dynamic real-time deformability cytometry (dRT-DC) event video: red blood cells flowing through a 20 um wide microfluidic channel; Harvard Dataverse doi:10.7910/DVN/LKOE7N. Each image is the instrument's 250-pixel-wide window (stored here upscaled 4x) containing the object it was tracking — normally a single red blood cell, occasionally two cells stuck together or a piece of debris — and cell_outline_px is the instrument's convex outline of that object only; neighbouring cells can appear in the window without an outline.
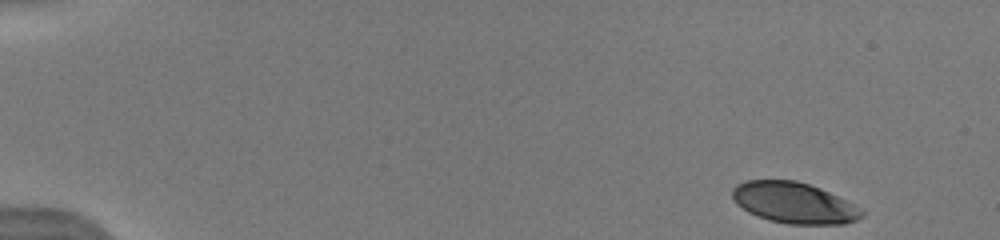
{"species": "human", "species_latin": "Homo sapiens", "temperature_condition": "warm", "stored_images_in_passage": 5, "camera_frame_rate_fps": 3000, "um_per_image_px": 0.085, "donor": {"sex": "male"}, "frame": {"image": 1, "passage_image": 1, "time_ms": 0.0, "image_size_px": [1000, 240], "cell_outline_px": [[864, 216], [856, 220], [844, 224], [788, 224], [768, 220], [756, 216], [748, 212], [736, 204], [732, 196], [732, 188], [736, 184], [744, 180], [796, 180], [820, 188], [860, 208], [864, 212]], "centroid_in_image_um": [67.44, 17.24], "position_along_channel_um": 17.6, "area_um2": 30.92}}
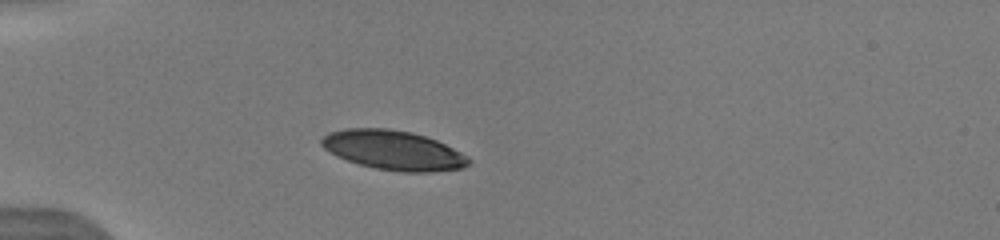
{"frame": {"image": 2, "passage_image": 4, "time_ms": 3.667, "image_size_px": [1000, 240], "cell_outline_px": [[472, 160], [464, 168], [432, 172], [400, 172], [376, 168], [360, 164], [336, 156], [324, 148], [320, 144], [320, 140], [328, 132], [344, 128], [388, 128], [412, 132], [436, 140], [468, 156]], "centroid_in_image_um": [33.43, 12.76], "position_along_channel_um": 51.6, "area_um2": 33.87}}